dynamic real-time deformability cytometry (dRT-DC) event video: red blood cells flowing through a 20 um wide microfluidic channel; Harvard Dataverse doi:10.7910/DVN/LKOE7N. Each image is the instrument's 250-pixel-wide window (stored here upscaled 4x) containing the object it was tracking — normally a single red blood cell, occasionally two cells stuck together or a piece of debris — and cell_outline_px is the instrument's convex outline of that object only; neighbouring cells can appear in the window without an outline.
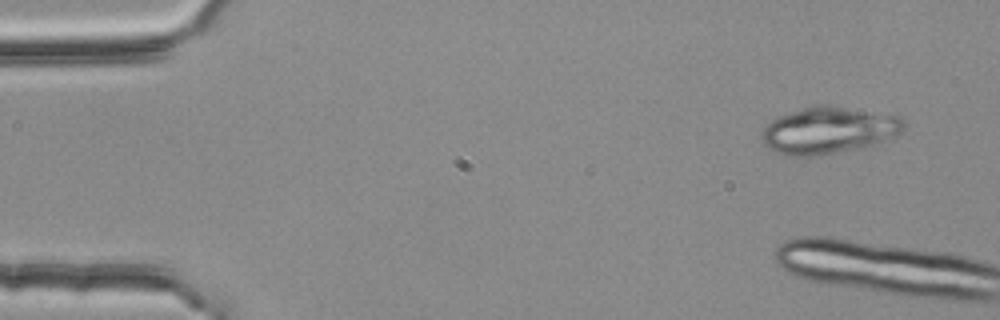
{"species": "common noctule bat (a hibernating species)", "species_latin": "Nyctalus noctula", "temperature_condition": "room temperature", "stored_images_in_passage": 4, "camera_frame_rate_fps": 3000, "um_per_image_px": 0.085, "animal": {"sex": "female", "body_mass_g": 25.1}, "frame": {"image": 1, "passage_image": 1, "time_ms": 0.0, "image_size_px": [1000, 320], "cell_outline_px": [[904, 128], [900, 132], [872, 148], [812, 156], [788, 156], [776, 152], [764, 144], [760, 136], [760, 132], [772, 120], [780, 116], [816, 104], [828, 104], [900, 116], [904, 120]], "centroid_in_image_um": [70.47, 11.09], "position_along_channel_um": 14.5, "area_um2": 39.25}}